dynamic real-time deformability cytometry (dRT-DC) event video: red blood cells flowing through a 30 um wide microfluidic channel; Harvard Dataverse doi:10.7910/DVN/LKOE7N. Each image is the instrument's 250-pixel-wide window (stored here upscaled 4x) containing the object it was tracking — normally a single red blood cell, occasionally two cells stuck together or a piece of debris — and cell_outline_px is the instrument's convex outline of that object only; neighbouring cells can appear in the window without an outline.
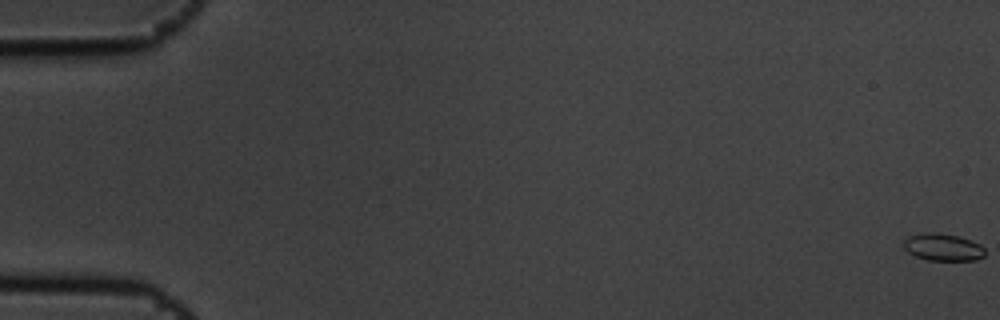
{"species": "common noctule bat (a hibernating species)", "species_latin": "Nyctalus noctula", "temperature_condition": "cold", "stored_images_in_passage": 6, "camera_frame_rate_fps": 3000, "um_per_image_px": 0.085, "animal": {"sex": "male", "body_mass_g": 19.5, "forearm_length_mm": 54.6}, "frame": {"image": 1, "passage_image": 1, "time_ms": 0.0, "image_size_px": [1000, 320], "cell_outline_px": [[984, 256], [976, 260], [928, 260], [916, 256], [908, 252], [904, 248], [904, 240], [908, 236], [924, 232], [928, 232], [956, 236], [980, 244], [984, 248]], "centroid_in_image_um": [80.13, 21.02], "position_along_channel_um": 4.9, "area_um2": 12.66}}
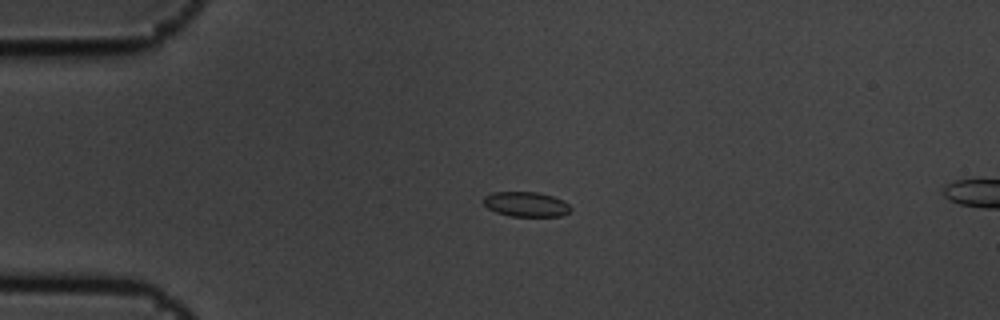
{"frame": {"image": 2, "passage_image": 5, "time_ms": 1.333, "image_size_px": [1000, 320], "cell_outline_px": [[572, 208], [568, 212], [560, 216], [508, 216], [496, 212], [488, 208], [484, 204], [484, 196], [492, 192], [536, 192], [552, 196], [564, 200]], "centroid_in_image_um": [44.71, 17.36], "position_along_channel_um": 40.3, "area_um2": 12.6}}